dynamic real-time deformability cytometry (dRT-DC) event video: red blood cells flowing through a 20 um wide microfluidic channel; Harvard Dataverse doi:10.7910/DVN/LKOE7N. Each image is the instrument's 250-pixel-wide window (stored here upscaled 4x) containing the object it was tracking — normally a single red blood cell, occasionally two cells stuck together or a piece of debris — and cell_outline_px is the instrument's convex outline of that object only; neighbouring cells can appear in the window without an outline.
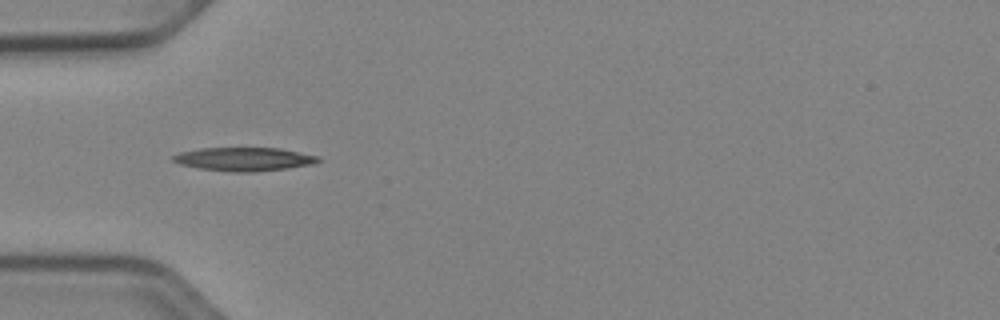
{"species": "Egyptian fruit bat (a non-hibernating species)", "species_latin": "Rousettus aegyptiacus", "temperature_condition": "cold", "stored_images_in_passage": 10, "camera_frame_rate_fps": 3000, "um_per_image_px": 0.085, "animal": {"sex": "female"}, "frame": {"image": 1, "passage_image": 4, "time_ms": 1.0, "image_size_px": [1000, 320], "cell_outline_px": [[320, 160], [312, 164], [288, 168], [252, 172], [232, 172], [196, 168], [180, 164], [172, 160], [172, 156], [180, 152], [200, 148], [280, 148], [320, 156]], "centroid_in_image_um": [20.73, 13.53], "position_along_channel_um": 64.3, "area_um2": 19.94}}